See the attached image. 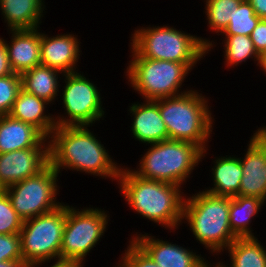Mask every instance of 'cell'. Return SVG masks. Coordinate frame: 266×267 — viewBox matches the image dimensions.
Wrapping results in <instances>:
<instances>
[{
	"instance_id": "obj_1",
	"label": "cell",
	"mask_w": 266,
	"mask_h": 267,
	"mask_svg": "<svg viewBox=\"0 0 266 267\" xmlns=\"http://www.w3.org/2000/svg\"><path fill=\"white\" fill-rule=\"evenodd\" d=\"M88 125L56 127L49 139V163L58 172H81L116 180L121 166Z\"/></svg>"
},
{
	"instance_id": "obj_2",
	"label": "cell",
	"mask_w": 266,
	"mask_h": 267,
	"mask_svg": "<svg viewBox=\"0 0 266 267\" xmlns=\"http://www.w3.org/2000/svg\"><path fill=\"white\" fill-rule=\"evenodd\" d=\"M117 185L135 214L165 227L170 233L182 225L186 195L181 191L183 187L142 178L125 165H121Z\"/></svg>"
},
{
	"instance_id": "obj_3",
	"label": "cell",
	"mask_w": 266,
	"mask_h": 267,
	"mask_svg": "<svg viewBox=\"0 0 266 267\" xmlns=\"http://www.w3.org/2000/svg\"><path fill=\"white\" fill-rule=\"evenodd\" d=\"M168 25L135 28L129 46L143 58L184 63L191 71L216 47L213 40Z\"/></svg>"
},
{
	"instance_id": "obj_4",
	"label": "cell",
	"mask_w": 266,
	"mask_h": 267,
	"mask_svg": "<svg viewBox=\"0 0 266 267\" xmlns=\"http://www.w3.org/2000/svg\"><path fill=\"white\" fill-rule=\"evenodd\" d=\"M229 208L230 197L197 191L185 195L181 223H187L192 236L209 253L219 256L237 238L229 224Z\"/></svg>"
},
{
	"instance_id": "obj_5",
	"label": "cell",
	"mask_w": 266,
	"mask_h": 267,
	"mask_svg": "<svg viewBox=\"0 0 266 267\" xmlns=\"http://www.w3.org/2000/svg\"><path fill=\"white\" fill-rule=\"evenodd\" d=\"M208 99L195 89L179 96L158 99L169 139L190 142L203 150L209 147L215 119Z\"/></svg>"
},
{
	"instance_id": "obj_6",
	"label": "cell",
	"mask_w": 266,
	"mask_h": 267,
	"mask_svg": "<svg viewBox=\"0 0 266 267\" xmlns=\"http://www.w3.org/2000/svg\"><path fill=\"white\" fill-rule=\"evenodd\" d=\"M207 150L209 149L203 150L190 142L164 140L150 144L146 152L141 155L139 165L136 169L131 167V170L142 178L182 187L206 157Z\"/></svg>"
},
{
	"instance_id": "obj_7",
	"label": "cell",
	"mask_w": 266,
	"mask_h": 267,
	"mask_svg": "<svg viewBox=\"0 0 266 267\" xmlns=\"http://www.w3.org/2000/svg\"><path fill=\"white\" fill-rule=\"evenodd\" d=\"M130 49L132 58L124 73L127 83L144 100L175 97L192 90L183 88L182 91V84L191 72L184 63L143 58Z\"/></svg>"
},
{
	"instance_id": "obj_8",
	"label": "cell",
	"mask_w": 266,
	"mask_h": 267,
	"mask_svg": "<svg viewBox=\"0 0 266 267\" xmlns=\"http://www.w3.org/2000/svg\"><path fill=\"white\" fill-rule=\"evenodd\" d=\"M66 203L52 212L23 221L20 244L23 261L29 267L60 260ZM46 262V263H45Z\"/></svg>"
},
{
	"instance_id": "obj_9",
	"label": "cell",
	"mask_w": 266,
	"mask_h": 267,
	"mask_svg": "<svg viewBox=\"0 0 266 267\" xmlns=\"http://www.w3.org/2000/svg\"><path fill=\"white\" fill-rule=\"evenodd\" d=\"M66 204V221L63 229L60 259L79 261L85 264V258L104 236L109 211L104 208H77ZM109 215V216H108Z\"/></svg>"
},
{
	"instance_id": "obj_10",
	"label": "cell",
	"mask_w": 266,
	"mask_h": 267,
	"mask_svg": "<svg viewBox=\"0 0 266 267\" xmlns=\"http://www.w3.org/2000/svg\"><path fill=\"white\" fill-rule=\"evenodd\" d=\"M59 173L48 163L37 174L5 188L12 207L25 221L56 210L64 203L57 201Z\"/></svg>"
},
{
	"instance_id": "obj_11",
	"label": "cell",
	"mask_w": 266,
	"mask_h": 267,
	"mask_svg": "<svg viewBox=\"0 0 266 267\" xmlns=\"http://www.w3.org/2000/svg\"><path fill=\"white\" fill-rule=\"evenodd\" d=\"M61 89L64 114L55 116L58 127L62 126H93L95 122L104 120L105 108L100 90L91 79L83 73L73 72L63 74ZM103 106V107H102ZM65 115V116H64Z\"/></svg>"
},
{
	"instance_id": "obj_12",
	"label": "cell",
	"mask_w": 266,
	"mask_h": 267,
	"mask_svg": "<svg viewBox=\"0 0 266 267\" xmlns=\"http://www.w3.org/2000/svg\"><path fill=\"white\" fill-rule=\"evenodd\" d=\"M258 128L253 131L244 158L240 157L243 175L239 195L266 202V125Z\"/></svg>"
},
{
	"instance_id": "obj_13",
	"label": "cell",
	"mask_w": 266,
	"mask_h": 267,
	"mask_svg": "<svg viewBox=\"0 0 266 267\" xmlns=\"http://www.w3.org/2000/svg\"><path fill=\"white\" fill-rule=\"evenodd\" d=\"M132 239L160 267H209L211 264L210 260L201 254H196L198 252L195 250L156 238L148 233L136 232Z\"/></svg>"
},
{
	"instance_id": "obj_14",
	"label": "cell",
	"mask_w": 266,
	"mask_h": 267,
	"mask_svg": "<svg viewBox=\"0 0 266 267\" xmlns=\"http://www.w3.org/2000/svg\"><path fill=\"white\" fill-rule=\"evenodd\" d=\"M49 163V148H27L0 154V188L21 182Z\"/></svg>"
},
{
	"instance_id": "obj_15",
	"label": "cell",
	"mask_w": 266,
	"mask_h": 267,
	"mask_svg": "<svg viewBox=\"0 0 266 267\" xmlns=\"http://www.w3.org/2000/svg\"><path fill=\"white\" fill-rule=\"evenodd\" d=\"M80 44L78 35L63 33L49 36L41 31V65L59 70L63 74L78 72L77 66L82 53Z\"/></svg>"
},
{
	"instance_id": "obj_16",
	"label": "cell",
	"mask_w": 266,
	"mask_h": 267,
	"mask_svg": "<svg viewBox=\"0 0 266 267\" xmlns=\"http://www.w3.org/2000/svg\"><path fill=\"white\" fill-rule=\"evenodd\" d=\"M128 109L133 118L130 132L135 141L149 146L169 139L166 124L158 107V99L144 100L143 103L134 102Z\"/></svg>"
},
{
	"instance_id": "obj_17",
	"label": "cell",
	"mask_w": 266,
	"mask_h": 267,
	"mask_svg": "<svg viewBox=\"0 0 266 267\" xmlns=\"http://www.w3.org/2000/svg\"><path fill=\"white\" fill-rule=\"evenodd\" d=\"M41 27L35 29L9 30L10 42L5 39L12 71L22 74L41 65Z\"/></svg>"
},
{
	"instance_id": "obj_18",
	"label": "cell",
	"mask_w": 266,
	"mask_h": 267,
	"mask_svg": "<svg viewBox=\"0 0 266 267\" xmlns=\"http://www.w3.org/2000/svg\"><path fill=\"white\" fill-rule=\"evenodd\" d=\"M27 148H49V139L33 125L1 115L0 154Z\"/></svg>"
},
{
	"instance_id": "obj_19",
	"label": "cell",
	"mask_w": 266,
	"mask_h": 267,
	"mask_svg": "<svg viewBox=\"0 0 266 267\" xmlns=\"http://www.w3.org/2000/svg\"><path fill=\"white\" fill-rule=\"evenodd\" d=\"M48 105L50 106V103L44 99L21 88L9 115L14 119L33 125L49 138L57 125L54 117L56 115L48 112L46 108Z\"/></svg>"
},
{
	"instance_id": "obj_20",
	"label": "cell",
	"mask_w": 266,
	"mask_h": 267,
	"mask_svg": "<svg viewBox=\"0 0 266 267\" xmlns=\"http://www.w3.org/2000/svg\"><path fill=\"white\" fill-rule=\"evenodd\" d=\"M45 10L44 0H0V13L7 31L40 27Z\"/></svg>"
},
{
	"instance_id": "obj_21",
	"label": "cell",
	"mask_w": 266,
	"mask_h": 267,
	"mask_svg": "<svg viewBox=\"0 0 266 267\" xmlns=\"http://www.w3.org/2000/svg\"><path fill=\"white\" fill-rule=\"evenodd\" d=\"M225 156L214 157V164L210 170V172L212 171L213 187L209 186L203 191L216 196L234 197L239 195L243 169L240 157L237 155Z\"/></svg>"
},
{
	"instance_id": "obj_22",
	"label": "cell",
	"mask_w": 266,
	"mask_h": 267,
	"mask_svg": "<svg viewBox=\"0 0 266 267\" xmlns=\"http://www.w3.org/2000/svg\"><path fill=\"white\" fill-rule=\"evenodd\" d=\"M61 77V71L39 65L21 74V87L53 105L58 100Z\"/></svg>"
},
{
	"instance_id": "obj_23",
	"label": "cell",
	"mask_w": 266,
	"mask_h": 267,
	"mask_svg": "<svg viewBox=\"0 0 266 267\" xmlns=\"http://www.w3.org/2000/svg\"><path fill=\"white\" fill-rule=\"evenodd\" d=\"M266 202L251 196L230 197L229 224L237 238L255 237L251 228L252 218L261 212ZM252 229V230H251Z\"/></svg>"
},
{
	"instance_id": "obj_24",
	"label": "cell",
	"mask_w": 266,
	"mask_h": 267,
	"mask_svg": "<svg viewBox=\"0 0 266 267\" xmlns=\"http://www.w3.org/2000/svg\"><path fill=\"white\" fill-rule=\"evenodd\" d=\"M224 251L230 263L218 261V267H266V246L257 237L236 238Z\"/></svg>"
},
{
	"instance_id": "obj_25",
	"label": "cell",
	"mask_w": 266,
	"mask_h": 267,
	"mask_svg": "<svg viewBox=\"0 0 266 267\" xmlns=\"http://www.w3.org/2000/svg\"><path fill=\"white\" fill-rule=\"evenodd\" d=\"M224 65L227 68H234L245 63L248 59H253L257 65L260 64V54L256 51L250 36L246 35H222ZM224 43V44H223Z\"/></svg>"
},
{
	"instance_id": "obj_26",
	"label": "cell",
	"mask_w": 266,
	"mask_h": 267,
	"mask_svg": "<svg viewBox=\"0 0 266 267\" xmlns=\"http://www.w3.org/2000/svg\"><path fill=\"white\" fill-rule=\"evenodd\" d=\"M242 0H204L207 26L219 36L230 23V19Z\"/></svg>"
},
{
	"instance_id": "obj_27",
	"label": "cell",
	"mask_w": 266,
	"mask_h": 267,
	"mask_svg": "<svg viewBox=\"0 0 266 267\" xmlns=\"http://www.w3.org/2000/svg\"><path fill=\"white\" fill-rule=\"evenodd\" d=\"M260 18L255 14L251 3L242 0L230 19V23L219 35H246L250 36Z\"/></svg>"
},
{
	"instance_id": "obj_28",
	"label": "cell",
	"mask_w": 266,
	"mask_h": 267,
	"mask_svg": "<svg viewBox=\"0 0 266 267\" xmlns=\"http://www.w3.org/2000/svg\"><path fill=\"white\" fill-rule=\"evenodd\" d=\"M23 220L12 207L4 189L0 190V234L20 233Z\"/></svg>"
},
{
	"instance_id": "obj_29",
	"label": "cell",
	"mask_w": 266,
	"mask_h": 267,
	"mask_svg": "<svg viewBox=\"0 0 266 267\" xmlns=\"http://www.w3.org/2000/svg\"><path fill=\"white\" fill-rule=\"evenodd\" d=\"M21 88L20 74L0 77V116L9 115Z\"/></svg>"
},
{
	"instance_id": "obj_30",
	"label": "cell",
	"mask_w": 266,
	"mask_h": 267,
	"mask_svg": "<svg viewBox=\"0 0 266 267\" xmlns=\"http://www.w3.org/2000/svg\"><path fill=\"white\" fill-rule=\"evenodd\" d=\"M128 244L115 267H160L132 238Z\"/></svg>"
},
{
	"instance_id": "obj_31",
	"label": "cell",
	"mask_w": 266,
	"mask_h": 267,
	"mask_svg": "<svg viewBox=\"0 0 266 267\" xmlns=\"http://www.w3.org/2000/svg\"><path fill=\"white\" fill-rule=\"evenodd\" d=\"M23 260L20 233L0 234V262Z\"/></svg>"
},
{
	"instance_id": "obj_32",
	"label": "cell",
	"mask_w": 266,
	"mask_h": 267,
	"mask_svg": "<svg viewBox=\"0 0 266 267\" xmlns=\"http://www.w3.org/2000/svg\"><path fill=\"white\" fill-rule=\"evenodd\" d=\"M251 40L254 43L256 51L262 55L266 52V19H260L253 29Z\"/></svg>"
},
{
	"instance_id": "obj_33",
	"label": "cell",
	"mask_w": 266,
	"mask_h": 267,
	"mask_svg": "<svg viewBox=\"0 0 266 267\" xmlns=\"http://www.w3.org/2000/svg\"><path fill=\"white\" fill-rule=\"evenodd\" d=\"M10 66L5 39L0 37V77L13 74Z\"/></svg>"
},
{
	"instance_id": "obj_34",
	"label": "cell",
	"mask_w": 266,
	"mask_h": 267,
	"mask_svg": "<svg viewBox=\"0 0 266 267\" xmlns=\"http://www.w3.org/2000/svg\"><path fill=\"white\" fill-rule=\"evenodd\" d=\"M253 9L255 14L260 19H266V0H248Z\"/></svg>"
},
{
	"instance_id": "obj_35",
	"label": "cell",
	"mask_w": 266,
	"mask_h": 267,
	"mask_svg": "<svg viewBox=\"0 0 266 267\" xmlns=\"http://www.w3.org/2000/svg\"><path fill=\"white\" fill-rule=\"evenodd\" d=\"M52 264L50 267H83L84 265V263L79 261L62 260V259L55 260Z\"/></svg>"
},
{
	"instance_id": "obj_36",
	"label": "cell",
	"mask_w": 266,
	"mask_h": 267,
	"mask_svg": "<svg viewBox=\"0 0 266 267\" xmlns=\"http://www.w3.org/2000/svg\"><path fill=\"white\" fill-rule=\"evenodd\" d=\"M0 267H29L23 260H11L0 262Z\"/></svg>"
},
{
	"instance_id": "obj_37",
	"label": "cell",
	"mask_w": 266,
	"mask_h": 267,
	"mask_svg": "<svg viewBox=\"0 0 266 267\" xmlns=\"http://www.w3.org/2000/svg\"><path fill=\"white\" fill-rule=\"evenodd\" d=\"M259 67H260L261 70L264 71V73L266 75V53H263L260 56V64H259Z\"/></svg>"
},
{
	"instance_id": "obj_38",
	"label": "cell",
	"mask_w": 266,
	"mask_h": 267,
	"mask_svg": "<svg viewBox=\"0 0 266 267\" xmlns=\"http://www.w3.org/2000/svg\"><path fill=\"white\" fill-rule=\"evenodd\" d=\"M209 267H218V266L212 262Z\"/></svg>"
}]
</instances>
